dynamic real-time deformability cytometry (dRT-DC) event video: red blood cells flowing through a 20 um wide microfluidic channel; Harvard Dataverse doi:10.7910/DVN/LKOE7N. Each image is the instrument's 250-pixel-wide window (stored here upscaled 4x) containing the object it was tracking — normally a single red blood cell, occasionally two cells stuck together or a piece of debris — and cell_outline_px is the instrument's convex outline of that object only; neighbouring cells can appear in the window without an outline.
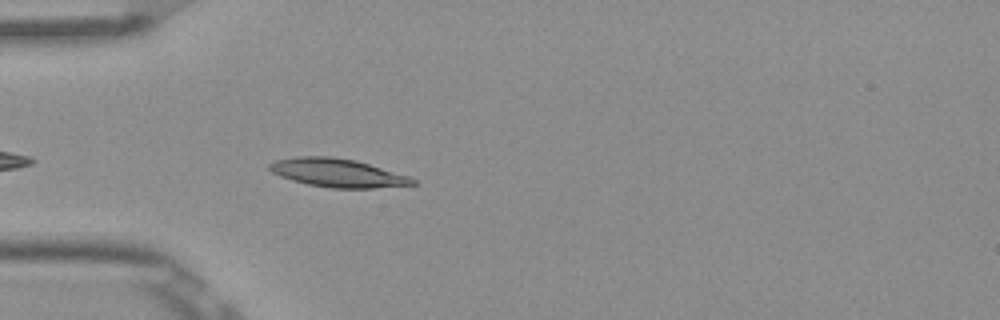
{"species": "Egyptian fruit bat (a non-hibernating species)", "species_latin": "Rousettus aegyptiacus", "temperature_condition": "room temperature", "stored_images_in_passage": 9, "camera_frame_rate_fps": 3000, "um_per_image_px": 0.085, "frame": {"image": 1, "passage_image": 4, "time_ms": 1.0, "image_size_px": [1000, 320], "cell_outline_px": [[416, 184], [372, 188], [332, 188], [308, 184], [292, 180], [280, 176], [272, 172], [268, 168], [268, 164], [276, 160], [296, 156], [332, 156], [356, 160], [408, 176], [416, 180]], "centroid_in_image_um": [28.66, 14.68], "position_along_channel_um": 56.3, "area_um2": 23.58}}